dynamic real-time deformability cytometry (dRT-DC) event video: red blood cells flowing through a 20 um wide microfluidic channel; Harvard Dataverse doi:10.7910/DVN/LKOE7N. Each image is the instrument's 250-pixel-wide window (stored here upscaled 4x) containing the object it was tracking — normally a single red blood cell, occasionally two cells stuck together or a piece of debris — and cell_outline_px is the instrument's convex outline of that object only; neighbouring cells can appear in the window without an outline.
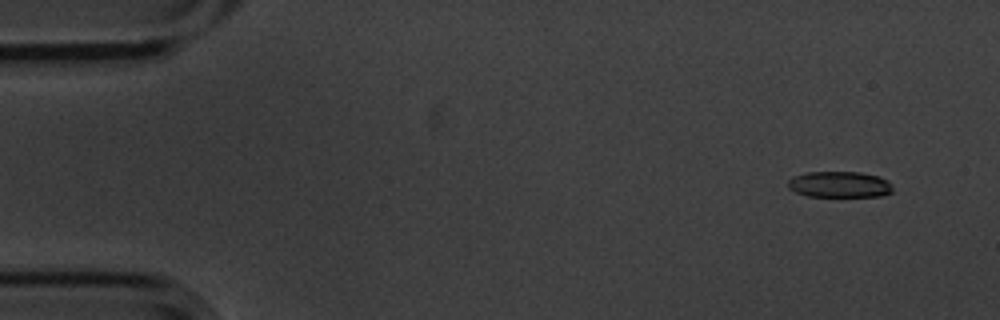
{"species": "common noctule bat (a hibernating species)", "species_latin": "Nyctalus noctula", "temperature_condition": "cold", "stored_images_in_passage": 7, "camera_frame_rate_fps": 3000, "um_per_image_px": 0.085, "animal": {"sex": "male", "body_mass_g": 20.1, "forearm_length_mm": 53.5}, "frame": {"image": 1, "passage_image": 1, "time_ms": 0.0, "image_size_px": [1000, 320], "cell_outline_px": [[892, 192], [880, 196], [808, 196], [796, 192], [788, 188], [788, 180], [792, 176], [808, 172], [860, 172], [880, 176], [888, 180], [892, 184]], "centroid_in_image_um": [71.37, 15.67], "position_along_channel_um": 13.6, "area_um2": 16.01}}
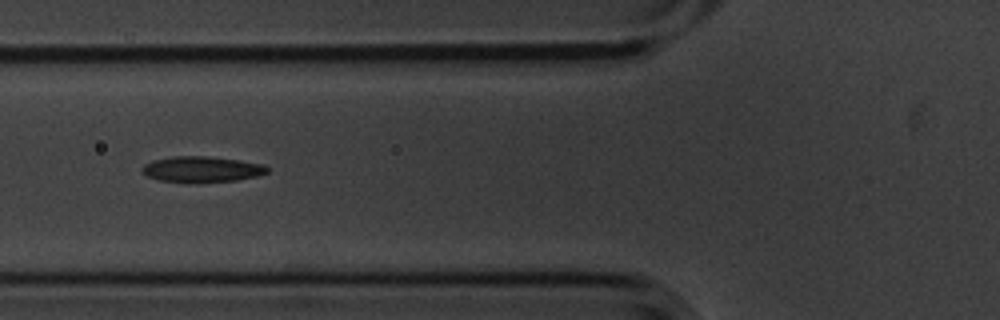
{"frame": {"image": 2, "passage_image": 6, "time_ms": 1.667, "image_size_px": [1000, 320], "cell_outline_px": [[268, 172], [256, 176], [236, 180], [160, 180], [148, 176], [140, 172], [140, 168], [144, 164], [152, 160], [172, 156], [208, 156], [264, 164], [268, 168]], "centroid_in_image_um": [17.11, 14.34], "position_along_channel_um": 108.7, "area_um2": 18.03}}
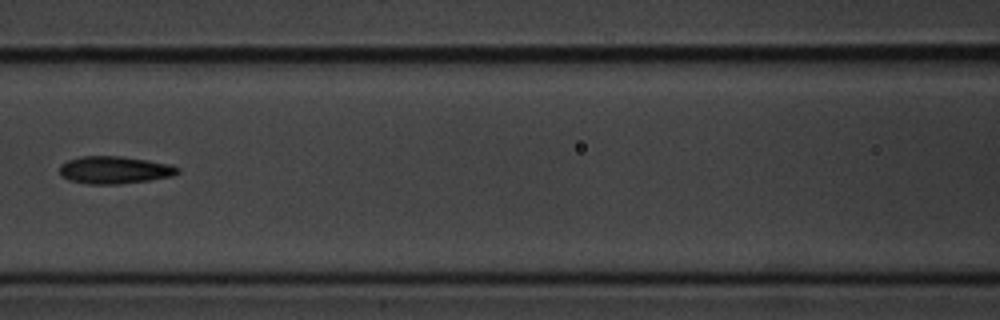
{"frame": {"image": 3, "passage_image": 7, "time_ms": 2.0, "image_size_px": [1000, 320], "cell_outline_px": [[180, 172], [172, 176], [148, 180], [116, 184], [88, 184], [68, 180], [60, 176], [60, 164], [68, 160], [80, 156], [120, 156], [148, 160], [168, 164], [180, 168]], "centroid_in_image_um": [9.7, 14.44], "position_along_channel_um": 156.9, "area_um2": 18.9}}